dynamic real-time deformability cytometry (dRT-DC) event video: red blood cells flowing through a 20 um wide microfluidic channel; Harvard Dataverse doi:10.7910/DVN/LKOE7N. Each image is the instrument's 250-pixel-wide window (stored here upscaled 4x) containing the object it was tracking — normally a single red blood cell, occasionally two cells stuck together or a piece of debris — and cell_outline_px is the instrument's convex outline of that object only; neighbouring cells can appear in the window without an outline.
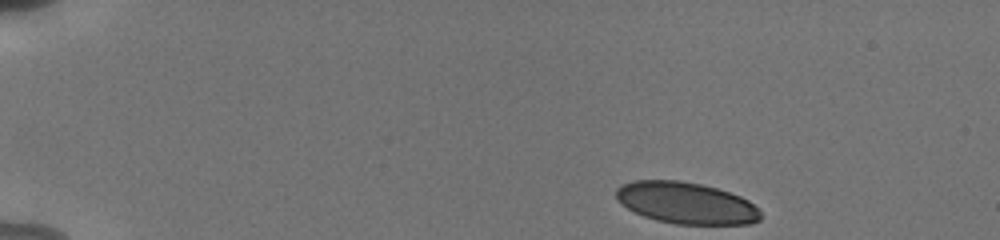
{"species": "human", "species_latin": "Homo sapiens", "temperature_condition": "cold", "stored_images_in_passage": 47, "camera_frame_rate_fps": 3000, "um_per_image_px": 0.085, "donor": {"sex": "male"}, "frame": {"image": 1, "passage_image": 1, "time_ms": 0.0, "image_size_px": [1000, 240], "cell_outline_px": [[760, 220], [752, 224], [676, 224], [656, 220], [644, 216], [620, 204], [616, 200], [616, 188], [620, 184], [632, 180], [680, 180], [700, 184], [716, 188], [740, 196], [748, 200], [760, 212]], "centroid_in_image_um": [58.28, 17.25], "position_along_channel_um": 26.7, "area_um2": 35.08}}
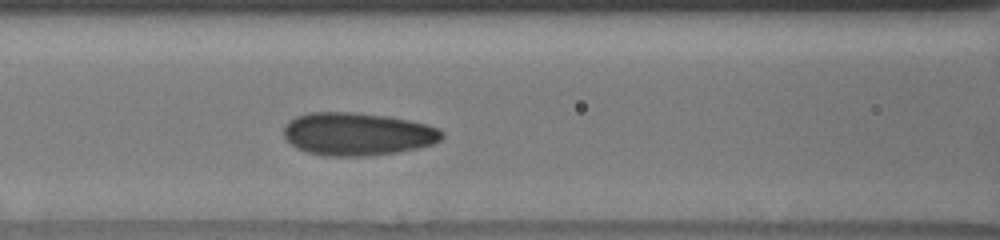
{"frame": {"image": 2, "passage_image": 18, "time_ms": 5.667, "image_size_px": [1000, 240], "cell_outline_px": [[444, 136], [440, 140], [432, 144], [420, 148], [396, 152], [364, 156], [324, 156], [308, 152], [296, 148], [284, 136], [284, 128], [288, 120], [296, 116], [308, 112], [352, 112], [388, 116], [428, 124], [440, 128], [444, 132]], "centroid_in_image_um": [30.4, 11.38], "position_along_channel_um": 136.2, "area_um2": 39.77}}
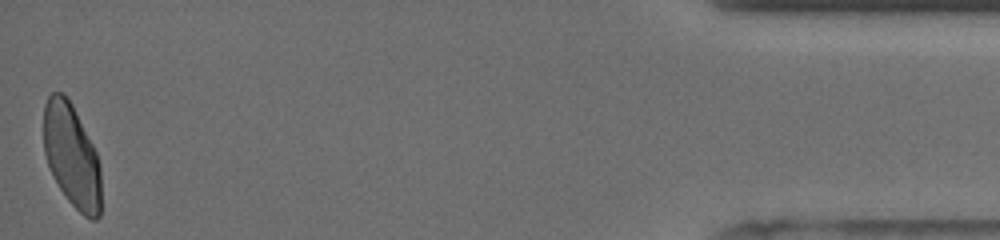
{"frame": {"image": 3, "passage_image": 47, "time_ms": 15.333, "image_size_px": [1000, 240], "cell_outline_px": [[100, 216], [96, 220], [92, 220], [84, 216], [68, 200], [52, 176], [44, 152], [44, 104], [48, 96], [52, 92], [64, 92], [68, 96], [96, 152], [100, 168]], "centroid_in_image_um": [6.08, 13.22], "position_along_channel_um": 429.1, "area_um2": 34.51}, "authors_computed_cell_mechanics": {"area_um2": 37.8012, "velocity_mm_per_s": 3.8075, "shape_relaxation_time_tau1_ms": 5.6802, "shape_relaxation_time_tau2_ms": 0.8466, "deformation_change_tau1": 0.143, "deformation_change_tau2": 0.064}}